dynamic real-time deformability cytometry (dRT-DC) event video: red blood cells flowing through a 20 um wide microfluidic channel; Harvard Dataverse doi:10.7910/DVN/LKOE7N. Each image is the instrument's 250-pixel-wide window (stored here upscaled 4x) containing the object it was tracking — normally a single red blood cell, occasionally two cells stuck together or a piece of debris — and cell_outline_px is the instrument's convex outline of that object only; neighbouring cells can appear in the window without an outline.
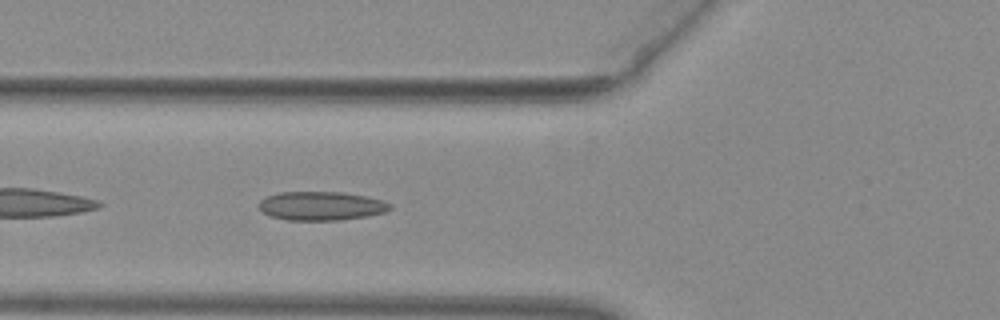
{"species": "common noctule bat (a hibernating species)", "species_latin": "Nyctalus noctula", "temperature_condition": "warm", "stored_images_in_passage": 50, "camera_frame_rate_fps": 3000, "um_per_image_px": 0.085, "animal": {"sex": "female", "body_mass_g": 29.2, "forearm_length_mm": 56.3}, "frame": {"image": 1, "passage_image": 18, "time_ms": 5.667, "image_size_px": [1000, 320], "cell_outline_px": [[392, 208], [384, 212], [368, 216], [340, 220], [284, 220], [272, 216], [264, 212], [260, 208], [260, 200], [268, 196], [280, 192], [340, 192], [364, 196], [384, 200], [392, 204]], "centroid_in_image_um": [27.34, 17.5], "position_along_channel_um": 98.5, "area_um2": 21.91}}
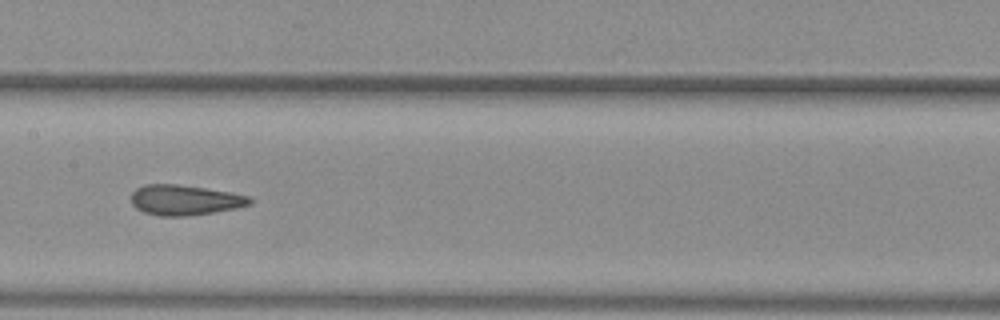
{"frame": {"image": 2, "passage_image": 25, "time_ms": 8.0, "image_size_px": [1000, 320], "cell_outline_px": [[252, 204], [236, 208], [188, 216], [160, 216], [144, 212], [136, 208], [132, 204], [132, 192], [136, 188], [144, 184], [176, 184], [204, 188], [252, 196]], "centroid_in_image_um": [15.71, 17.0], "position_along_channel_um": 191.7, "area_um2": 20.87}}
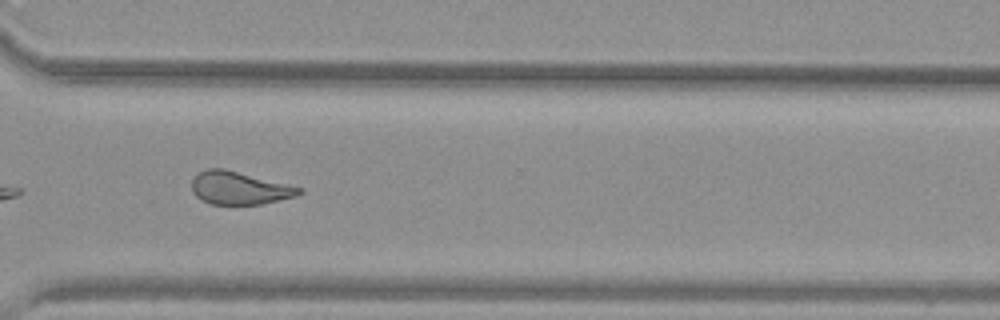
{"frame": {"image": 3, "passage_image": 37, "time_ms": 12.0, "image_size_px": [1000, 320], "cell_outline_px": [[304, 192], [296, 196], [264, 204], [208, 204], [200, 200], [192, 192], [192, 180], [200, 172], [208, 168], [224, 168], [304, 188]], "centroid_in_image_um": [20.36, 15.99], "position_along_channel_um": 350.2, "area_um2": 20.69}, "authors_computed_cell_mechanics": {"area_um2": 22.0218, "velocity_mm_per_s": 3.9744, "shape_relaxation_time_tau1_ms": null, "shape_relaxation_time_tau2_ms": 1.633, "deformation_change_tau1": null, "deformation_change_tau2": 0.0843}}